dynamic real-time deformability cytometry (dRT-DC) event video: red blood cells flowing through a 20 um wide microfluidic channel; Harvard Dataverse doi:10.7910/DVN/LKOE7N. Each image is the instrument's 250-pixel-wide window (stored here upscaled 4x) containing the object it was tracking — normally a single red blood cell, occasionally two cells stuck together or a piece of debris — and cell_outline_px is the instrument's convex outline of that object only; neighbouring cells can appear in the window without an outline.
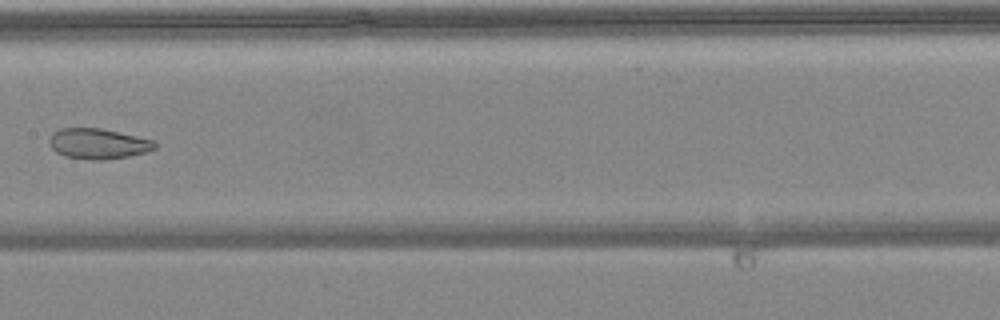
{"species": "common noctule bat (a hibernating species)", "species_latin": "Nyctalus noctula", "temperature_condition": "warm", "stored_images_in_passage": 4, "camera_frame_rate_fps": 3000, "um_per_image_px": 0.085, "animal": {"sex": "female", "body_mass_g": 24.6, "forearm_length_mm": 56.2}, "frame": {"image": 1, "passage_image": 4, "time_ms": 1.0, "image_size_px": [1000, 320], "cell_outline_px": [[156, 148], [144, 152], [128, 156], [104, 160], [92, 160], [64, 156], [56, 152], [48, 144], [48, 140], [52, 132], [60, 128], [100, 128], [136, 136], [152, 140], [156, 144]], "centroid_in_image_um": [8.28, 12.21], "position_along_channel_um": 199.1, "area_um2": 18.67}}